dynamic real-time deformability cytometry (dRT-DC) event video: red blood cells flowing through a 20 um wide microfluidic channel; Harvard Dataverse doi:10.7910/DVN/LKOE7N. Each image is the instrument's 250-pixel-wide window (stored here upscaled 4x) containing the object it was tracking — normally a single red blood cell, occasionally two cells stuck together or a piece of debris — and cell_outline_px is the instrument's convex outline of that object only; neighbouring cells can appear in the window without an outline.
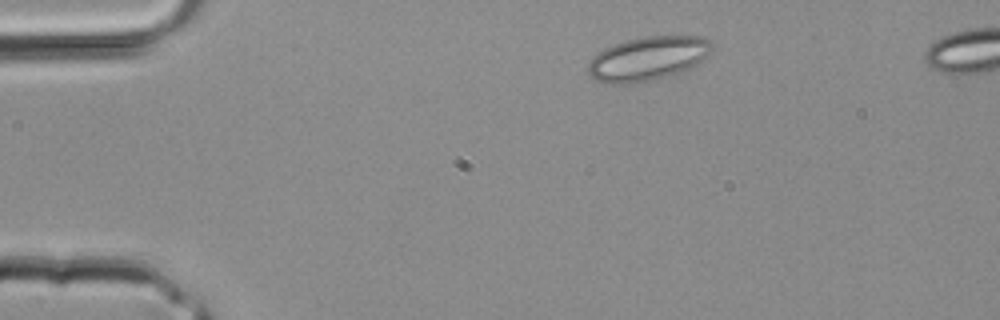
{"species": "common noctule bat (a hibernating species)", "species_latin": "Nyctalus noctula", "temperature_condition": "room temperature", "stored_images_in_passage": 3, "camera_frame_rate_fps": 3000, "um_per_image_px": 0.085, "animal": {"sex": "male", "body_mass_g": 20.4}, "frame": {"image": 1, "passage_image": 1, "time_ms": 0.0, "image_size_px": [1000, 320], "cell_outline_px": [[712, 48], [708, 56], [696, 64], [680, 72], [668, 76], [636, 84], [608, 84], [596, 80], [588, 72], [588, 64], [592, 56], [604, 48], [628, 40], [644, 36], [704, 36], [712, 44]], "centroid_in_image_um": [55.05, 4.99], "position_along_channel_um": 29.9, "area_um2": 31.79}}